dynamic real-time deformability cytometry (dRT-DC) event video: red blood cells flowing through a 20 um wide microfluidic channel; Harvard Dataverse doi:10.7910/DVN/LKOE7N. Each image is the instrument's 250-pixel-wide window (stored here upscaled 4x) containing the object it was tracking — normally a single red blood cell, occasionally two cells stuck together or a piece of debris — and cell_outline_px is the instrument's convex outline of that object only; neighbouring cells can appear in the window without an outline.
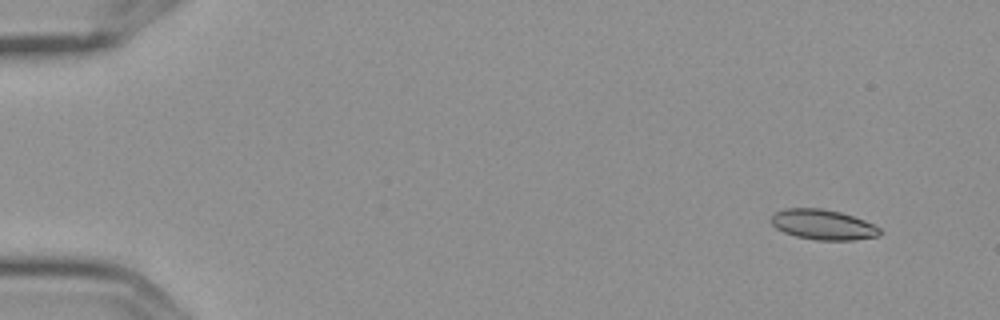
{"species": "Egyptian fruit bat (a non-hibernating species)", "species_latin": "Rousettus aegyptiacus", "temperature_condition": "cold", "stored_images_in_passage": 5, "camera_frame_rate_fps": 3000, "um_per_image_px": 0.085, "frame": {"image": 1, "passage_image": 1, "time_ms": 0.0, "image_size_px": [1000, 320], "cell_outline_px": [[884, 232], [880, 236], [852, 240], [816, 240], [796, 236], [784, 232], [776, 228], [772, 224], [772, 216], [776, 212], [784, 208], [824, 208], [840, 212], [864, 220], [880, 228]], "centroid_in_image_um": [69.98, 19.09], "position_along_channel_um": 15.0, "area_um2": 19.13}}